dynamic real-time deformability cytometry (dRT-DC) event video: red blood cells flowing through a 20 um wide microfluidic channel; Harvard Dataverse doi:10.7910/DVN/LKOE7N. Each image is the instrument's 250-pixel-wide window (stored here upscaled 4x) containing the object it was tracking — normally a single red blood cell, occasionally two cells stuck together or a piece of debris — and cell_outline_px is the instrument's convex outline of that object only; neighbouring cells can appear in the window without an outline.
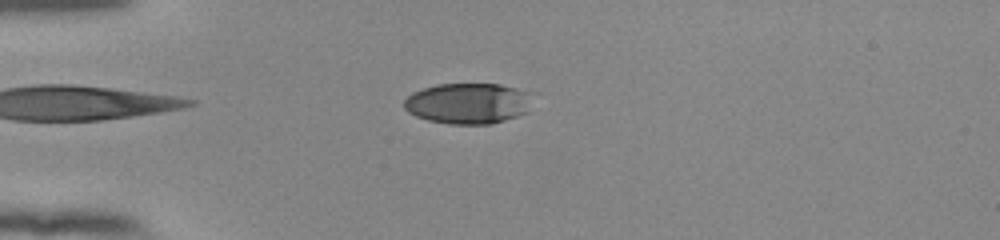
{"species": "human", "species_latin": "Homo sapiens", "temperature_condition": "room temperature", "stored_images_in_passage": 43, "camera_frame_rate_fps": 3000, "um_per_image_px": 0.085, "donor": {"sex": "female"}, "frame": {"image": 1, "passage_image": 6, "time_ms": 1.667, "image_size_px": [1000, 240], "cell_outline_px": [[528, 112], [492, 124], [448, 124], [428, 120], [416, 116], [408, 112], [404, 108], [404, 100], [412, 92], [436, 84], [500, 84], [516, 88], [528, 92]], "centroid_in_image_um": [39.73, 8.79], "position_along_channel_um": 45.3, "area_um2": 30.35}}
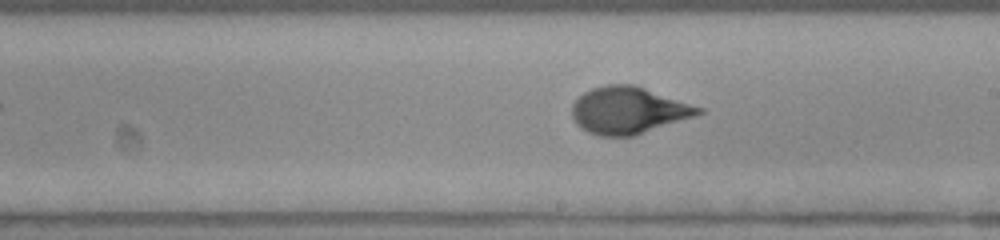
{"frame": {"image": 2, "passage_image": 23, "time_ms": 7.333, "image_size_px": [1000, 240], "cell_outline_px": [[704, 112], [632, 136], [600, 136], [588, 132], [580, 128], [576, 124], [572, 116], [572, 104], [584, 92], [592, 88], [604, 84], [636, 84], [704, 108]], "centroid_in_image_um": [53.38, 9.35], "position_along_channel_um": 235.6, "area_um2": 34.45}}
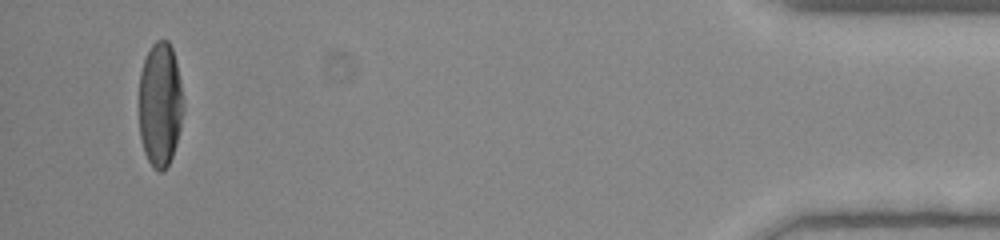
{"frame": {"image": 3, "passage_image": 43, "time_ms": 14.0, "image_size_px": [1000, 240], "cell_outline_px": [[184, 112], [176, 144], [172, 156], [168, 164], [160, 172], [152, 168], [144, 152], [140, 136], [140, 72], [144, 60], [152, 44], [156, 40], [168, 40], [172, 48], [176, 60], [184, 100]], "centroid_in_image_um": [13.63, 8.87], "position_along_channel_um": 421.6, "area_um2": 32.25}, "authors_computed_cell_mechanics": {"area_um2": 32.946, "velocity_mm_per_s": 3.848, "shape_relaxation_time_tau1_ms": 4.3635, "shape_relaxation_time_tau2_ms": null, "deformation_change_tau1": 0.2081, "deformation_change_tau2": null}}